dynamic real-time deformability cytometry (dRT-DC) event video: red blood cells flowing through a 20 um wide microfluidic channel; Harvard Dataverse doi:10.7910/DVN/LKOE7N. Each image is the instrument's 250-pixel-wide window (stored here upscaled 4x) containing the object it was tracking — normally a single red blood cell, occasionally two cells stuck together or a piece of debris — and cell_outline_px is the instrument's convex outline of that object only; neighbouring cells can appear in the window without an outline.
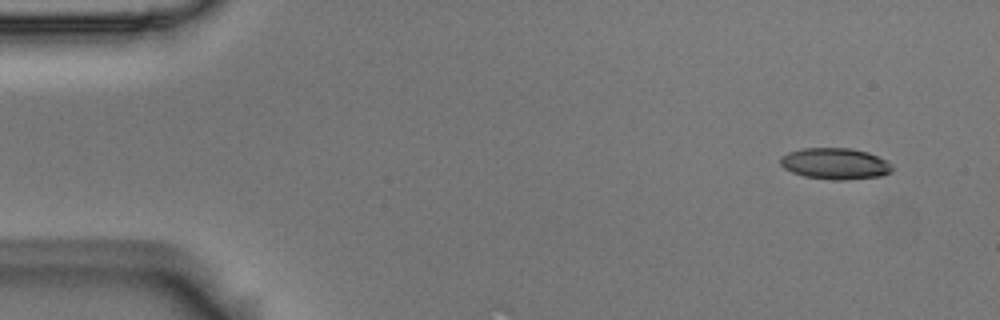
{"species": "Egyptian fruit bat (a non-hibernating species)", "species_latin": "Rousettus aegyptiacus", "temperature_condition": "room temperature", "stored_images_in_passage": 51, "camera_frame_rate_fps": 3000, "um_per_image_px": 0.085, "animal": {"sex": "male"}, "frame": {"image": 1, "passage_image": 1, "time_ms": 0.0, "image_size_px": [1000, 320], "cell_outline_px": [[892, 172], [880, 176], [848, 180], [832, 180], [804, 176], [792, 172], [784, 168], [780, 164], [780, 156], [788, 152], [804, 148], [852, 148], [868, 152], [892, 164]], "centroid_in_image_um": [70.97, 13.91], "position_along_channel_um": 14.0, "area_um2": 20.46}}
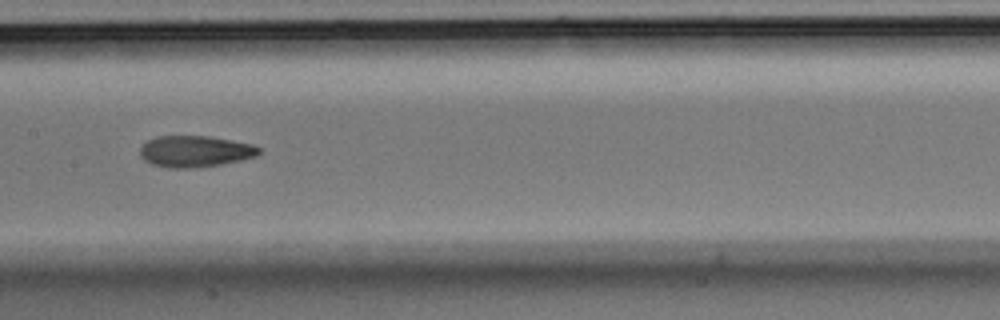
{"frame": {"image": 2, "passage_image": 24, "time_ms": 7.667, "image_size_px": [1000, 320], "cell_outline_px": [[260, 152], [256, 156], [240, 160], [220, 164], [192, 168], [168, 168], [152, 164], [144, 160], [140, 156], [140, 148], [148, 140], [156, 136], [208, 136], [232, 140], [252, 144], [260, 148]], "centroid_in_image_um": [16.56, 12.86], "position_along_channel_um": 190.8, "area_um2": 21.68}}
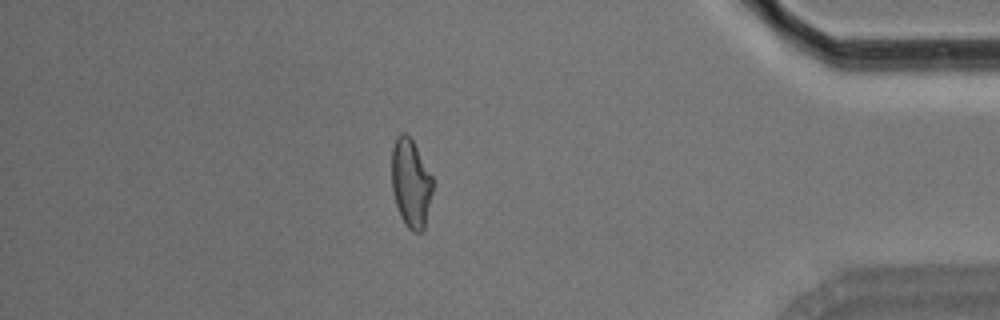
{"frame": {"image": 3, "passage_image": 44, "time_ms": 14.333, "image_size_px": [1000, 320], "cell_outline_px": [[432, 192], [424, 228], [420, 232], [412, 232], [408, 228], [400, 216], [396, 204], [392, 188], [392, 148], [400, 132], [404, 132], [412, 140], [432, 176]], "centroid_in_image_um": [34.91, 15.58], "position_along_channel_um": 400.3, "area_um2": 20.81}, "authors_computed_cell_mechanics": {"area_um2": 21.5016, "velocity_mm_per_s": 3.7056, "shape_relaxation_time_tau1_ms": 8.717, "shape_relaxation_time_tau2_ms": 3.9539, "deformation_change_tau1": 0.2378, "deformation_change_tau2": 0.1177}}